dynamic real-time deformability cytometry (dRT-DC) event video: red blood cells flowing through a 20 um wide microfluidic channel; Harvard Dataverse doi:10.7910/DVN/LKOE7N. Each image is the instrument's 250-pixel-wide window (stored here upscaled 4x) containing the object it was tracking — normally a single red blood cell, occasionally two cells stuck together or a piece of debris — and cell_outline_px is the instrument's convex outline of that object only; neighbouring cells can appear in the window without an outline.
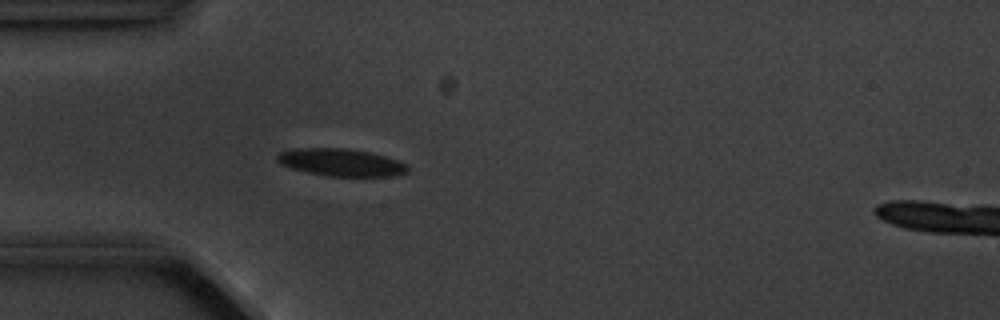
{"species": "common noctule bat (a hibernating species)", "species_latin": "Nyctalus noctula", "temperature_condition": "cold", "stored_images_in_passage": 5, "camera_frame_rate_fps": 3000, "um_per_image_px": 0.085, "animal": {"sex": "male", "body_mass_g": 20.1, "forearm_length_mm": 53.5}, "frame": {"image": 1, "passage_image": 4, "time_ms": 4.333, "image_size_px": [1000, 320], "cell_outline_px": [[408, 172], [392, 176], [324, 176], [292, 168], [280, 164], [276, 160], [276, 156], [280, 152], [296, 148], [344, 148], [368, 152], [384, 156], [408, 164]], "centroid_in_image_um": [28.97, 13.81], "position_along_channel_um": 56.0, "area_um2": 20.75}}